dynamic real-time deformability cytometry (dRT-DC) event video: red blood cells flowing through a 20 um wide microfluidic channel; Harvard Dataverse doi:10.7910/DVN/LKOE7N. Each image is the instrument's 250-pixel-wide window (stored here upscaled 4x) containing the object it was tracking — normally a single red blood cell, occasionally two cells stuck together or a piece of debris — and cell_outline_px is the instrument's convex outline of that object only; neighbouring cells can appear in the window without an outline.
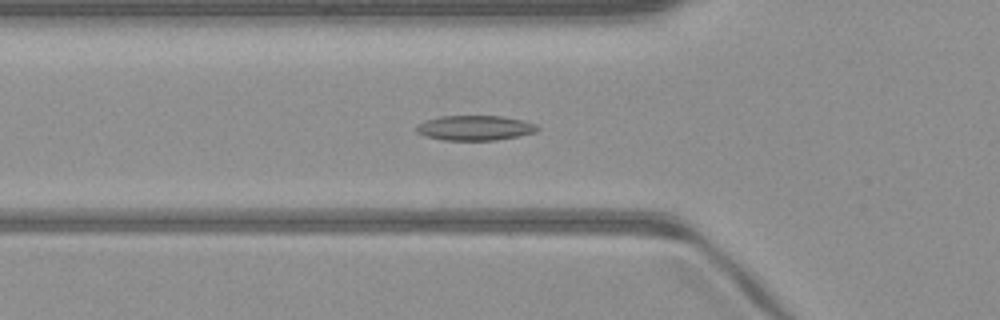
{"species": "common noctule bat (a hibernating species)", "species_latin": "Nyctalus noctula", "temperature_condition": "warm", "stored_images_in_passage": 50, "camera_frame_rate_fps": 3000, "um_per_image_px": 0.085, "animal": {"sex": "male", "body_mass_g": 23.1, "forearm_length_mm": 52.7}, "frame": {"image": 1, "passage_image": 17, "time_ms": 5.333, "image_size_px": [1000, 320], "cell_outline_px": [[540, 128], [536, 132], [496, 140], [444, 140], [428, 136], [416, 132], [416, 124], [424, 120], [440, 116], [500, 116], [524, 120], [536, 124]], "centroid_in_image_um": [40.36, 10.86], "position_along_channel_um": 85.4, "area_um2": 17.57}}
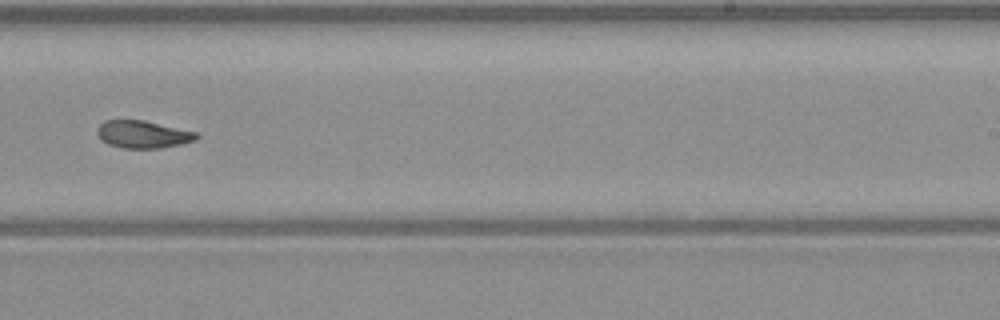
{"frame": {"image": 2, "passage_image": 31, "time_ms": 10.0, "image_size_px": [1000, 320], "cell_outline_px": [[200, 136], [196, 140], [180, 144], [160, 148], [124, 148], [108, 144], [100, 140], [96, 132], [96, 128], [104, 120], [144, 120], [196, 132]], "centroid_in_image_um": [12.11, 11.42], "position_along_channel_um": 276.9, "area_um2": 15.95}}
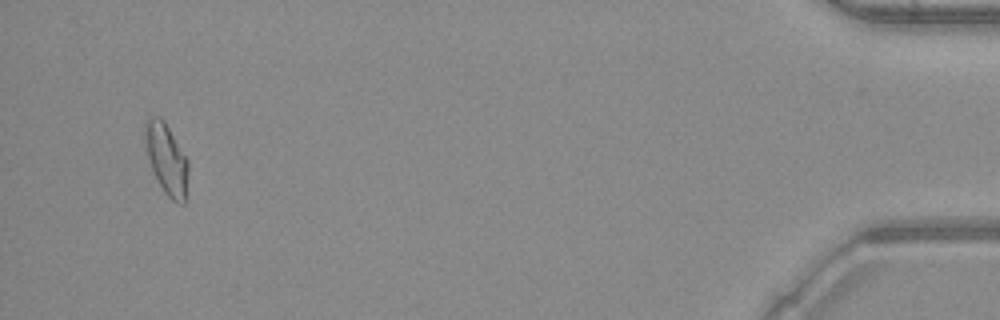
{"frame": {"image": 3, "passage_image": 48, "time_ms": 15.667, "image_size_px": [1000, 320], "cell_outline_px": [[188, 200], [184, 204], [176, 204], [164, 192], [152, 168], [144, 144], [144, 124], [148, 116], [160, 116], [164, 120], [188, 160]], "centroid_in_image_um": [14.18, 13.54], "position_along_channel_um": 421.0, "area_um2": 18.21}, "authors_computed_cell_mechanics": {"area_um2": 16.7331, "velocity_mm_per_s": 4.0988, "shape_relaxation_time_tau1_ms": null, "shape_relaxation_time_tau2_ms": 5.0549, "deformation_change_tau1": null, "deformation_change_tau2": 0.1106}}